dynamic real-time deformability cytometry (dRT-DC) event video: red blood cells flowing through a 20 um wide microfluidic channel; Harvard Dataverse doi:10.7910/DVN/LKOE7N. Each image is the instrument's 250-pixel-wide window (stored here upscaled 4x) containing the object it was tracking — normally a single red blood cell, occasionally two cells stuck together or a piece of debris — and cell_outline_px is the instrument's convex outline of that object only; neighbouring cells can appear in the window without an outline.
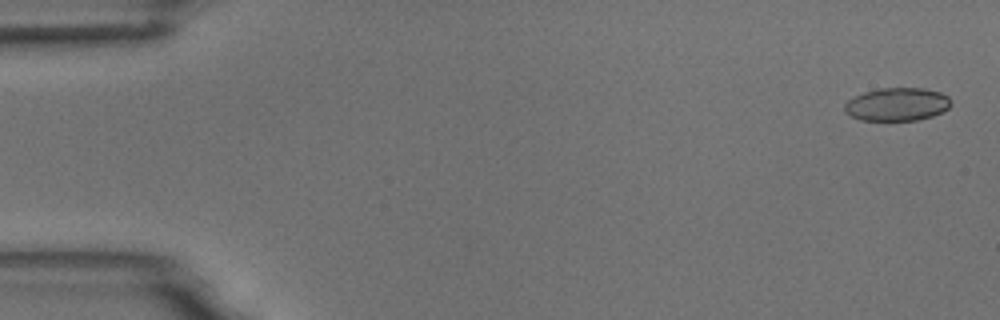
{"species": "common noctule bat (a hibernating species)", "species_latin": "Nyctalus noctula", "temperature_condition": "room temperature", "stored_images_in_passage": 6, "camera_frame_rate_fps": 3000, "um_per_image_px": 0.085, "animal": {"sex": "male", "body_mass_g": 18.8}, "frame": {"image": 1, "passage_image": 1, "time_ms": 0.0, "image_size_px": [1000, 320], "cell_outline_px": [[948, 108], [932, 116], [916, 120], [860, 120], [844, 112], [844, 104], [848, 100], [864, 92], [880, 88], [924, 88], [940, 92], [948, 96]], "centroid_in_image_um": [76.21, 8.86], "position_along_channel_um": 8.8, "area_um2": 20.29}}